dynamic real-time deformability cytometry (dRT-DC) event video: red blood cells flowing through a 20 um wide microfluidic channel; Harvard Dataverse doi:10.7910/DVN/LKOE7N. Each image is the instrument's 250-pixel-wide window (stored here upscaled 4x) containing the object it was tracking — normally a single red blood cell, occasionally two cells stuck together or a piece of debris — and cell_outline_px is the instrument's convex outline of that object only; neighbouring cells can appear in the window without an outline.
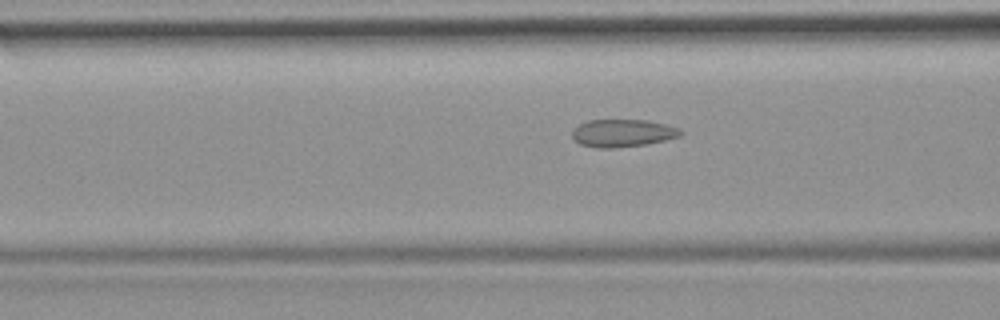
{"species": "common noctule bat (a hibernating species)", "species_latin": "Nyctalus noctula", "temperature_condition": "room temperature", "stored_images_in_passage": 49, "camera_frame_rate_fps": 3000, "um_per_image_px": 0.085, "animal": {"sex": "female", "body_mass_g": 19.9}, "frame": {"image": 1, "passage_image": 17, "time_ms": 5.333, "image_size_px": [1000, 320], "cell_outline_px": [[684, 132], [680, 136], [664, 140], [644, 144], [612, 148], [596, 148], [580, 144], [572, 136], [572, 128], [588, 120], [648, 120], [680, 128]], "centroid_in_image_um": [52.91, 11.3], "position_along_channel_um": 113.7, "area_um2": 17.4}}
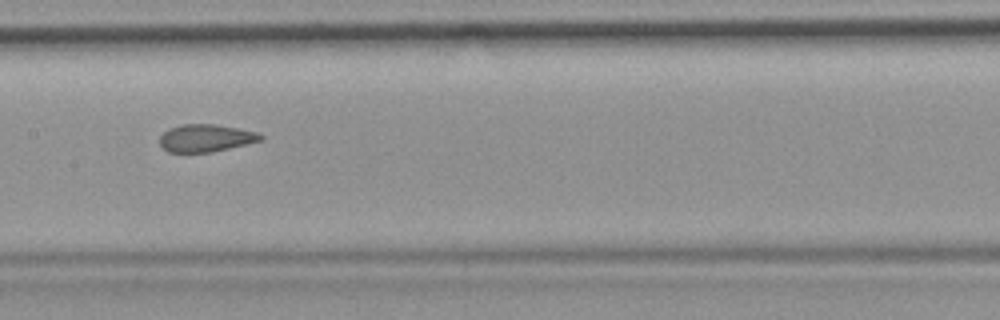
{"frame": {"image": 2, "passage_image": 23, "time_ms": 7.333, "image_size_px": [1000, 320], "cell_outline_px": [[264, 140], [212, 152], [168, 152], [160, 144], [160, 136], [168, 128], [184, 124], [216, 124], [260, 132], [264, 136]], "centroid_in_image_um": [17.54, 11.73], "position_along_channel_um": 189.9, "area_um2": 16.3}}
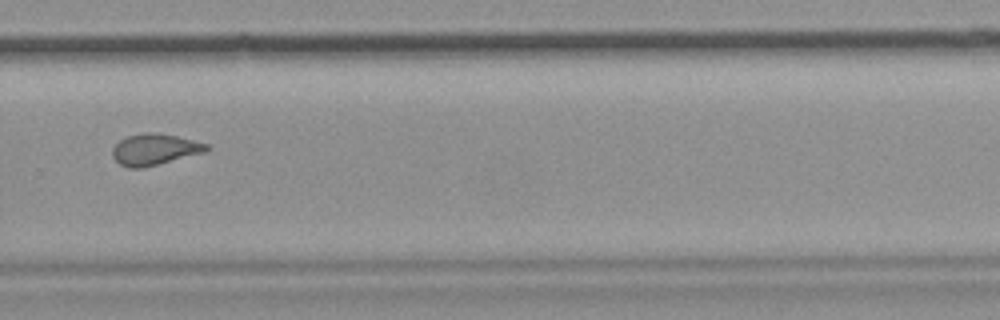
{"frame": {"image": 3, "passage_image": 33, "time_ms": 10.667, "image_size_px": [1000, 320], "cell_outline_px": [[212, 148], [204, 152], [144, 168], [128, 168], [120, 164], [112, 156], [112, 148], [120, 140], [128, 136], [144, 132], [156, 132], [176, 136], [208, 144]], "centroid_in_image_um": [13.13, 12.7], "position_along_channel_um": 316.7, "area_um2": 17.11}, "authors_computed_cell_mechanics": {"area_um2": 17.2822, "velocity_mm_per_s": 3.813, "shape_relaxation_time_tau1_ms": null, "shape_relaxation_time_tau2_ms": 1.6249, "deformation_change_tau1": null, "deformation_change_tau2": 0.075}}